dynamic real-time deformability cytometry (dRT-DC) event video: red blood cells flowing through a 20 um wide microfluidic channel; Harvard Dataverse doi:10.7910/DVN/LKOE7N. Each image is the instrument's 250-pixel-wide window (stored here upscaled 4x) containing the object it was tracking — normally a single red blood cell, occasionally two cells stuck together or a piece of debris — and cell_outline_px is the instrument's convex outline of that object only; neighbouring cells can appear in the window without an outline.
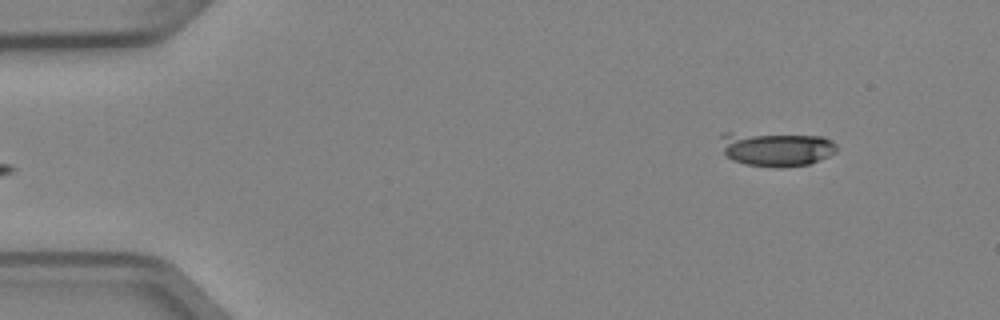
{"species": "Egyptian fruit bat (a non-hibernating species)", "species_latin": "Rousettus aegyptiacus", "temperature_condition": "cold", "stored_images_in_passage": 6, "segment_of_instrument_passage": [2, 2], "camera_frame_rate_fps": 3000, "um_per_image_px": 0.085, "animal": {"sex": "female"}, "frame": {"image": 1, "passage_image": 6, "time_ms": 1.667, "image_size_px": [1000, 320], "cell_outline_px": [[840, 148], [836, 152], [828, 156], [808, 164], [744, 164], [732, 160], [724, 152], [720, 136], [724, 132], [732, 132], [824, 136], [832, 140]], "centroid_in_image_um": [65.99, 12.59], "position_along_channel_um": 19.0, "area_um2": 22.54}}